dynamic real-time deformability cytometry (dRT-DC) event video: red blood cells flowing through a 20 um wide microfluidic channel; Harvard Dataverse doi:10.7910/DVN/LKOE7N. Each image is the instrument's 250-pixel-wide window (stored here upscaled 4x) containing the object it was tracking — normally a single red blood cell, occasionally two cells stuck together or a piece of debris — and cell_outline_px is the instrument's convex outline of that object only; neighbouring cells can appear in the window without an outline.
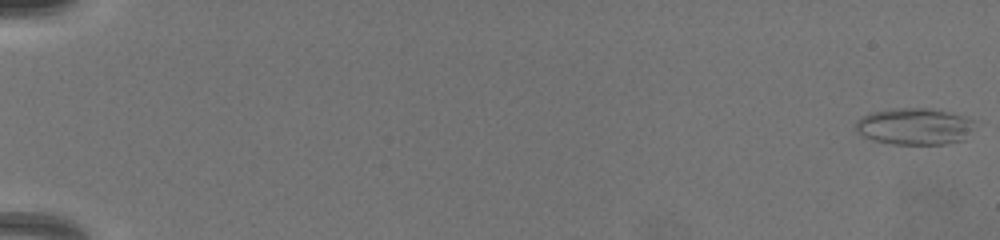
{"species": "common noctule bat (a hibernating species)", "species_latin": "Nyctalus noctula", "temperature_condition": "warm", "stored_images_in_passage": 56, "camera_frame_rate_fps": 3000, "um_per_image_px": 0.085, "animal": {"sex": "female", "body_mass_g": 19.5, "forearm_length_mm": 54.1}, "frame": {"image": 1, "passage_image": 1, "time_ms": 0.0, "image_size_px": [1000, 240], "cell_outline_px": [[972, 128], [964, 140], [944, 144], [892, 144], [872, 140], [860, 136], [856, 132], [856, 120], [872, 112], [896, 108], [924, 108], [948, 112], [964, 116], [972, 120]], "centroid_in_image_um": [77.68, 10.76], "position_along_channel_um": 7.3, "area_um2": 25.32}}
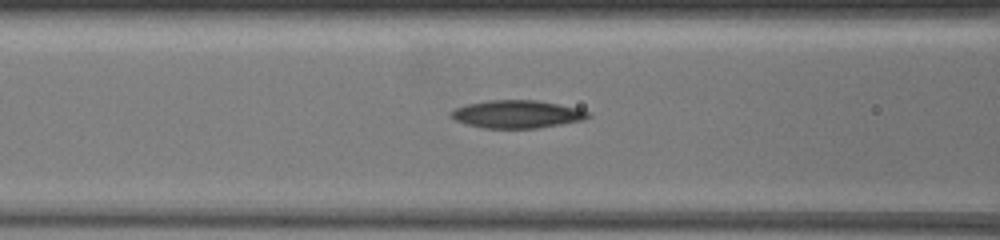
{"frame": {"image": 2, "passage_image": 42, "time_ms": 8.0, "image_size_px": [1000, 240], "cell_outline_px": [[592, 116], [584, 120], [536, 128], [484, 128], [464, 124], [448, 116], [448, 112], [452, 108], [468, 104], [488, 100], [536, 100], [576, 108], [592, 112]], "centroid_in_image_um": [43.9, 9.7], "position_along_channel_um": 122.7, "area_um2": 22.37}}
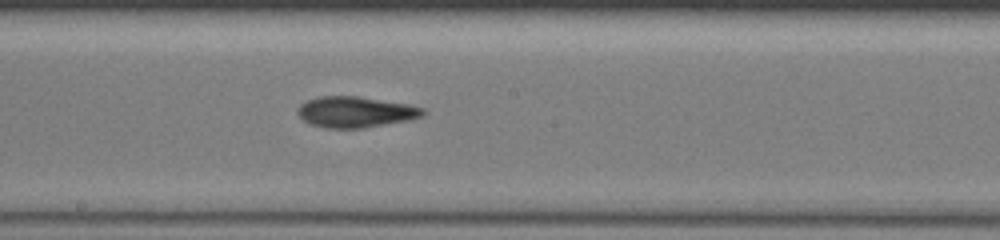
{"frame": {"image": 3, "passage_image": 55, "time_ms": 10.333, "image_size_px": [1000, 240], "cell_outline_px": [[424, 116], [408, 120], [364, 128], [324, 128], [308, 124], [300, 120], [296, 112], [296, 108], [300, 104], [308, 100], [320, 96], [356, 96], [408, 104], [424, 108]], "centroid_in_image_um": [30.15, 9.53], "position_along_channel_um": 218.1, "area_um2": 22.77}}